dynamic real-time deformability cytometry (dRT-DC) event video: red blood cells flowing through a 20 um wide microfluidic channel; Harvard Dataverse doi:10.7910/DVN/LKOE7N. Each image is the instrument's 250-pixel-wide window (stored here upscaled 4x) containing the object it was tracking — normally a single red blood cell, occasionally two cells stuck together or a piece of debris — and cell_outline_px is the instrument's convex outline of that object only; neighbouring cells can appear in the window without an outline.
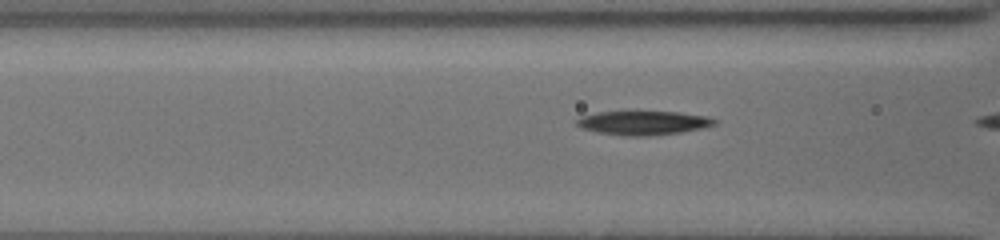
{"species": "common noctule bat (a hibernating species)", "species_latin": "Nyctalus noctula", "temperature_condition": "cold", "stored_images_in_passage": 10, "camera_frame_rate_fps": 3000, "um_per_image_px": 0.085, "animal": {"sex": "female", "body_mass_g": 19.5, "forearm_length_mm": 54.1}, "frame": {"image": 1, "passage_image": 9, "time_ms": 2.667, "image_size_px": [1000, 240], "cell_outline_px": [[716, 124], [700, 128], [680, 132], [656, 136], [624, 136], [596, 132], [580, 128], [576, 124], [576, 120], [584, 116], [600, 112], [676, 112], [708, 116], [716, 120]], "centroid_in_image_um": [54.67, 10.46], "position_along_channel_um": 111.9, "area_um2": 19.13}}